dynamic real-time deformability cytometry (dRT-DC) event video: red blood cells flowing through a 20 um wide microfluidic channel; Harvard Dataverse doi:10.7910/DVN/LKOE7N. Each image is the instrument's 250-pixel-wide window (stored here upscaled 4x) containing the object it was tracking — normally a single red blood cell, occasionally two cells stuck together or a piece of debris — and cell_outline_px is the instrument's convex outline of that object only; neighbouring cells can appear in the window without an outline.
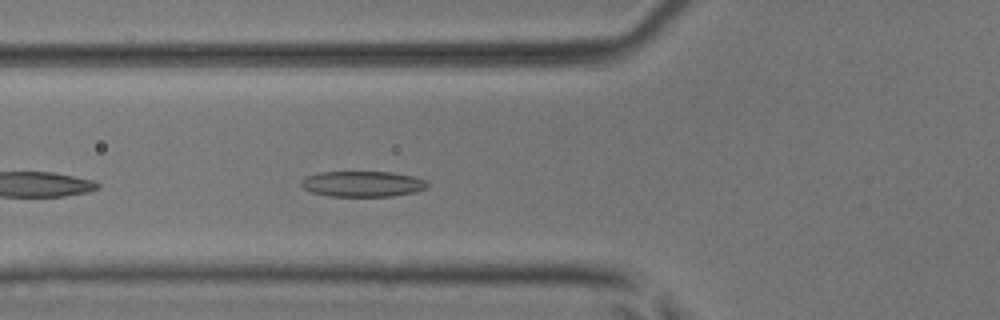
{"species": "common noctule bat (a hibernating species)", "species_latin": "Nyctalus noctula", "temperature_condition": "room temperature", "stored_images_in_passage": 37, "camera_frame_rate_fps": 3000, "um_per_image_px": 0.085, "animal": {"sex": "male", "body_mass_g": 17.9, "forearm_length_mm": 54.2}, "frame": {"image": 1, "passage_image": 5, "time_ms": 1.333, "image_size_px": [1000, 320], "cell_outline_px": [[428, 184], [424, 188], [416, 192], [392, 196], [328, 196], [312, 192], [304, 188], [300, 184], [300, 180], [308, 176], [320, 172], [392, 172], [416, 176], [428, 180]], "centroid_in_image_um": [30.85, 15.63], "position_along_channel_um": 95.0, "area_um2": 18.96}}
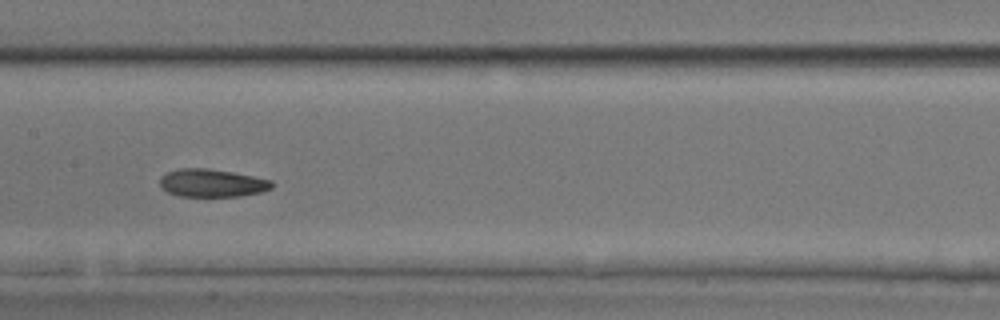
{"frame": {"image": 2, "passage_image": 12, "time_ms": 3.667, "image_size_px": [1000, 320], "cell_outline_px": [[272, 188], [260, 192], [240, 196], [180, 196], [168, 192], [160, 188], [160, 176], [168, 172], [180, 168], [208, 168], [232, 172], [272, 180]], "centroid_in_image_um": [17.99, 15.55], "position_along_channel_um": 189.4, "area_um2": 18.15}}
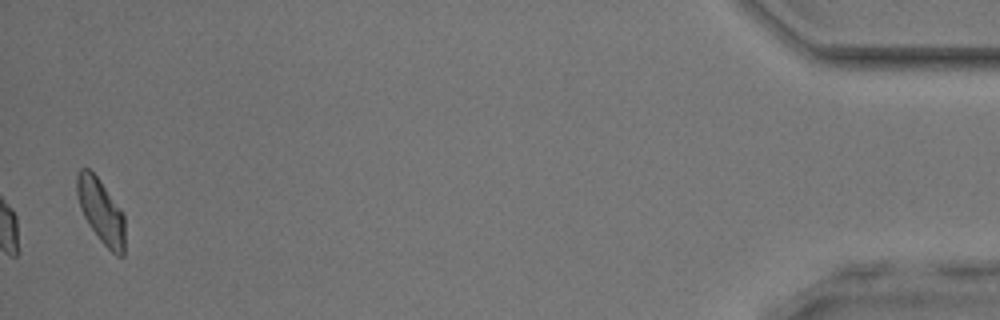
{"frame": {"image": 3, "passage_image": 36, "time_ms": 11.667, "image_size_px": [1000, 320], "cell_outline_px": [[124, 256], [116, 256], [100, 240], [88, 224], [80, 208], [76, 192], [76, 176], [80, 168], [88, 168], [96, 176], [120, 208], [124, 216]], "centroid_in_image_um": [8.57, 17.95], "position_along_channel_um": 426.6, "area_um2": 17.8}, "authors_computed_cell_mechanics": {"area_um2": 18.0336, "velocity_mm_per_s": 4.0509, "shape_relaxation_time_tau1_ms": 2.8092, "shape_relaxation_time_tau2_ms": 4.9189, "deformation_change_tau1": 0.1038, "deformation_change_tau2": 0.1357}}